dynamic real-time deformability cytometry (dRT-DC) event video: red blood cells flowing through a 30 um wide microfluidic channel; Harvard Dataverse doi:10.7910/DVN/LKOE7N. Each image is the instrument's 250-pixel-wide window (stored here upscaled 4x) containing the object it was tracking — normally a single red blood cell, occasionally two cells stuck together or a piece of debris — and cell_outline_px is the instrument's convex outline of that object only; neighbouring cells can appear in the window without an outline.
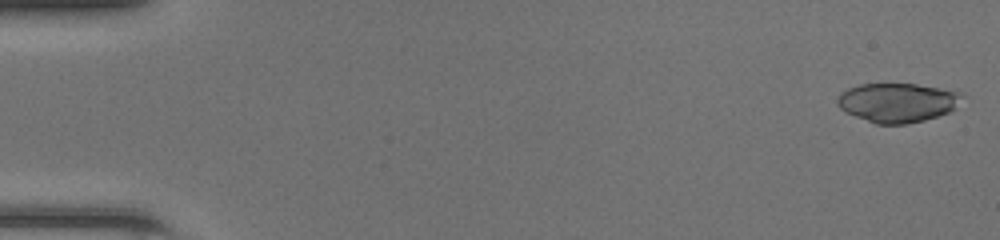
{"species": "common noctule bat (a hibernating species)", "species_latin": "Nyctalus noctula", "temperature_condition": "room temperature", "stored_images_in_passage": 48, "camera_frame_rate_fps": 3000, "um_per_image_px": 0.085, "animal": {"sex": "female", "body_mass_g": 20.0, "forearm_length_mm": 54.0}, "frame": {"image": 1, "passage_image": 1, "time_ms": 0.0, "image_size_px": [1000, 240], "cell_outline_px": [[968, 96], [956, 108], [948, 112], [924, 120], [908, 124], [876, 124], [844, 112], [836, 104], [836, 100], [840, 92], [848, 88], [860, 84], [916, 84], [964, 92]], "centroid_in_image_um": [76.32, 8.71], "position_along_channel_um": 8.7, "area_um2": 28.96}}
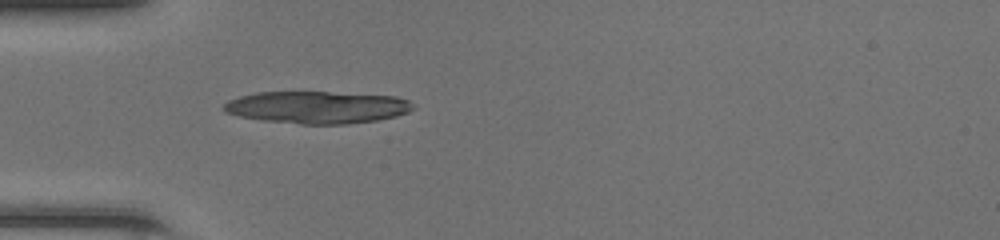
{"frame": {"image": 2, "passage_image": 15, "time_ms": 4.667, "image_size_px": [1000, 240], "cell_outline_px": [[416, 108], [408, 112], [396, 116], [376, 120], [348, 124], [300, 124], [260, 120], [240, 116], [224, 112], [220, 108], [228, 100], [240, 96], [256, 92], [328, 92], [396, 96], [408, 100]], "centroid_in_image_um": [26.93, 9.12], "position_along_channel_um": 58.1, "area_um2": 35.72}}